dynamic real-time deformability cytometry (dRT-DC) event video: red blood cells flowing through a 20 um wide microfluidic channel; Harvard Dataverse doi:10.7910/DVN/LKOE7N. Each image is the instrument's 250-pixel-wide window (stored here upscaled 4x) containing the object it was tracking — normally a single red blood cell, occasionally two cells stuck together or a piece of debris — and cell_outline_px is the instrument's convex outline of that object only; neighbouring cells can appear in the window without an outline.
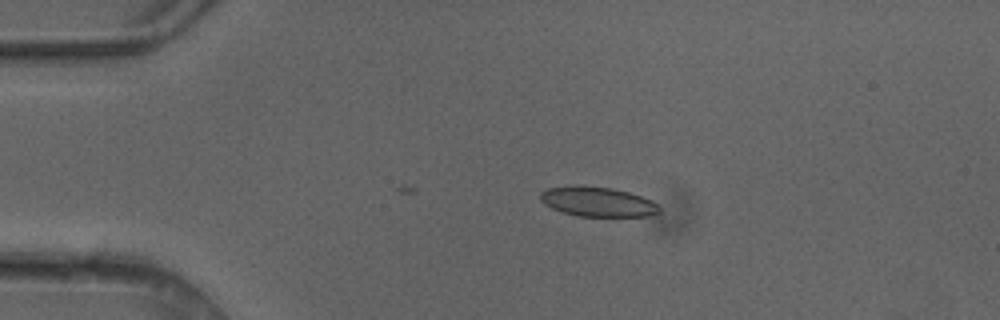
{"species": "common noctule bat (a hibernating species)", "species_latin": "Nyctalus noctula", "temperature_condition": "cold", "stored_images_in_passage": 4, "camera_frame_rate_fps": 3000, "um_per_image_px": 0.085, "animal": {"sex": "female"}, "frame": {"image": 1, "passage_image": 4, "time_ms": 1.0, "image_size_px": [1000, 320], "cell_outline_px": [[660, 212], [648, 216], [576, 216], [560, 212], [544, 204], [540, 200], [540, 192], [548, 188], [576, 184], [612, 188], [628, 192], [652, 200], [660, 204]], "centroid_in_image_um": [50.78, 17.14], "position_along_channel_um": 34.2, "area_um2": 20.92}}